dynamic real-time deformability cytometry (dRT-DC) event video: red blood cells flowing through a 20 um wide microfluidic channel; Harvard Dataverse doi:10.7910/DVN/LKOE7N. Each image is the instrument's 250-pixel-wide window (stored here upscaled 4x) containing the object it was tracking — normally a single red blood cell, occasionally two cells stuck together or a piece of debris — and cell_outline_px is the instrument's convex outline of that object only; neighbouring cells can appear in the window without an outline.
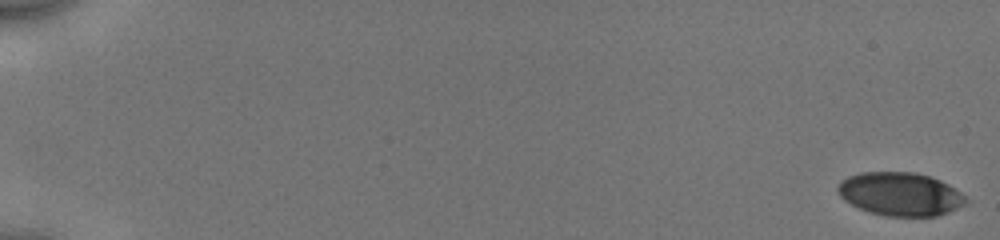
{"species": "human", "species_latin": "Homo sapiens", "temperature_condition": "cold", "stored_images_in_passage": 54, "camera_frame_rate_fps": 3000, "um_per_image_px": 0.085, "donor": {"sex": "male"}, "frame": {"image": 1, "passage_image": 1, "time_ms": 0.0, "image_size_px": [1000, 240], "cell_outline_px": [[968, 200], [964, 204], [948, 212], [936, 216], [884, 216], [860, 208], [844, 200], [840, 196], [836, 188], [840, 180], [848, 176], [860, 172], [916, 172], [940, 180], [948, 184], [960, 192]], "centroid_in_image_um": [76.49, 16.48], "position_along_channel_um": 8.5, "area_um2": 32.25}}
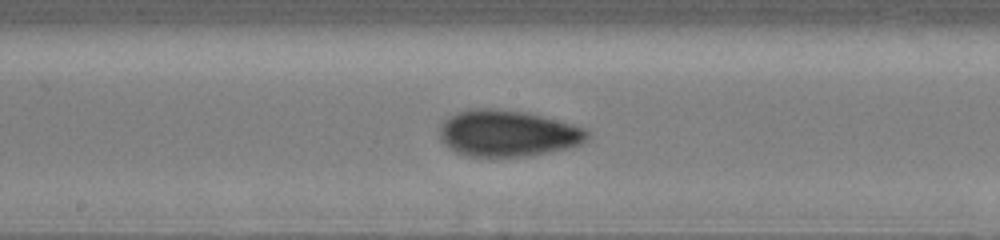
{"frame": {"image": 2, "passage_image": 31, "time_ms": 10.0, "image_size_px": [1000, 240], "cell_outline_px": [[588, 140], [580, 144], [568, 148], [528, 156], [468, 156], [456, 152], [448, 148], [440, 140], [440, 128], [444, 120], [448, 116], [456, 112], [472, 108], [496, 108], [528, 112], [572, 124], [584, 128], [588, 132]], "centroid_in_image_um": [43.13, 11.32], "position_along_channel_um": 205.1, "area_um2": 40.11}}
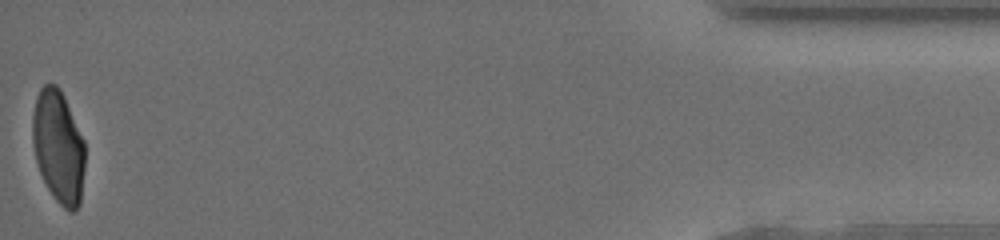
{"frame": {"image": 3, "passage_image": 54, "time_ms": 17.667, "image_size_px": [1000, 240], "cell_outline_px": [[84, 168], [80, 204], [72, 212], [68, 212], [56, 200], [48, 188], [40, 172], [36, 160], [32, 144], [32, 116], [36, 96], [40, 88], [44, 84], [56, 84], [60, 88], [64, 96], [84, 140]], "centroid_in_image_um": [4.95, 12.45], "position_along_channel_um": 430.2, "area_um2": 34.51}, "authors_computed_cell_mechanics": {"area_um2": 36.9342, "velocity_mm_per_s": 3.9669, "shape_relaxation_time_tau1_ms": 4.3084, "shape_relaxation_time_tau2_ms": 1.4729, "deformation_change_tau1": 0.1311, "deformation_change_tau2": 0.0651}}